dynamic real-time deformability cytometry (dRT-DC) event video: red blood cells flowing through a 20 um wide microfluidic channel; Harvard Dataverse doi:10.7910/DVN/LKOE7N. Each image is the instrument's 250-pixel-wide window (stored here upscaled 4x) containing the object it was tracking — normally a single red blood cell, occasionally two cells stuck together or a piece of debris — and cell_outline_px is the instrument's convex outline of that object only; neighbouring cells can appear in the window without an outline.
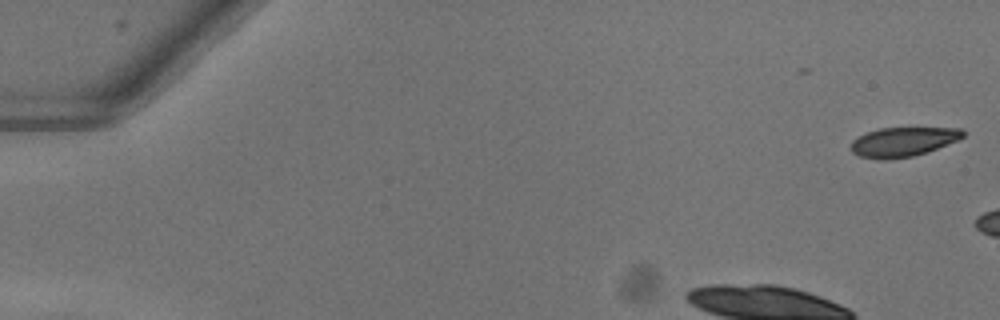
{"species": "common noctule bat (a hibernating species)", "species_latin": "Nyctalus noctula", "temperature_condition": "warm", "stored_images_in_passage": 3, "camera_frame_rate_fps": 3000, "um_per_image_px": 0.085, "animal": {"sex": "female"}, "frame": {"image": 1, "passage_image": 3, "time_ms": 0.667, "image_size_px": [1000, 320], "cell_outline_px": [[964, 136], [956, 140], [928, 152], [912, 156], [884, 160], [876, 160], [860, 156], [852, 152], [852, 140], [868, 132], [880, 128], [964, 128]], "centroid_in_image_um": [76.75, 12.06], "position_along_channel_um": 8.2, "area_um2": 19.02}}